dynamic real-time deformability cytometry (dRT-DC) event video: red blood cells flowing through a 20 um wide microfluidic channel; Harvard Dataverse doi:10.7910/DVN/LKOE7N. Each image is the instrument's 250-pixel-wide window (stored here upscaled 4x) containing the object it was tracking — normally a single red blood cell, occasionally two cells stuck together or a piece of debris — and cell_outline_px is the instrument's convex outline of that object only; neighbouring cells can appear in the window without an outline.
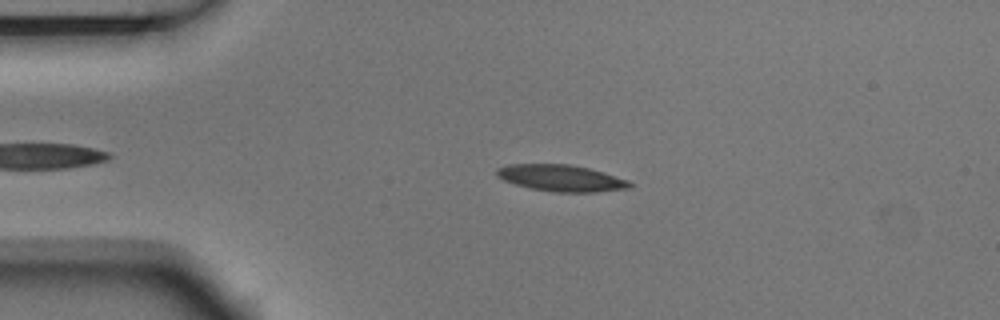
{"species": "Egyptian fruit bat (a non-hibernating species)", "species_latin": "Rousettus aegyptiacus", "temperature_condition": "room temperature", "stored_images_in_passage": 3, "camera_frame_rate_fps": 3000, "um_per_image_px": 0.085, "animal": {"sex": "male"}, "frame": {"image": 1, "passage_image": 2, "time_ms": 0.333, "image_size_px": [1000, 320], "cell_outline_px": [[632, 188], [596, 192], [556, 192], [532, 188], [516, 184], [504, 180], [496, 176], [496, 168], [508, 164], [568, 164], [588, 168], [604, 172], [628, 180], [632, 184]], "centroid_in_image_um": [47.71, 15.13], "position_along_channel_um": 37.3, "area_um2": 20.52}}